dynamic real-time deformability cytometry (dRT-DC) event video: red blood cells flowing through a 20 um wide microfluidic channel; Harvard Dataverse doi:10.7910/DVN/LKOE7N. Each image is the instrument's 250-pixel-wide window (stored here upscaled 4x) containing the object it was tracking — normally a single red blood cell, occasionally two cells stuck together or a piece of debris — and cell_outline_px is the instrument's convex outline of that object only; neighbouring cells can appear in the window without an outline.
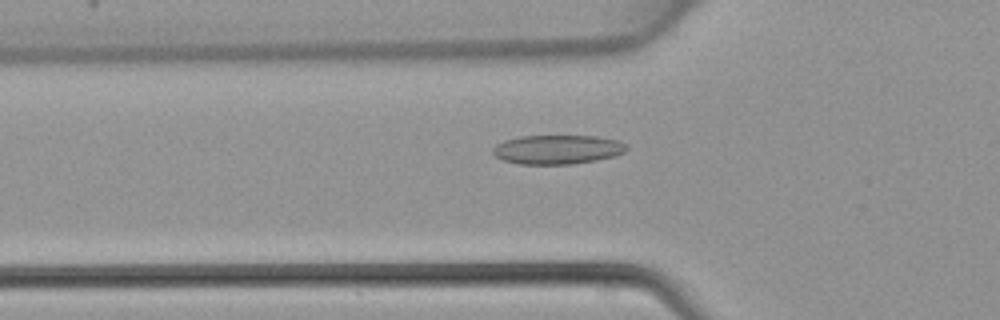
{"species": "common noctule bat (a hibernating species)", "species_latin": "Nyctalus noctula", "temperature_condition": "warm", "stored_images_in_passage": 32, "camera_frame_rate_fps": 3000, "um_per_image_px": 0.085, "animal": {"sex": "female", "body_mass_g": 22.7, "forearm_length_mm": 54.2}, "frame": {"image": 1, "passage_image": 3, "time_ms": 0.667, "image_size_px": [1000, 320], "cell_outline_px": [[628, 148], [624, 152], [616, 156], [596, 160], [572, 164], [520, 164], [504, 160], [496, 156], [492, 152], [492, 148], [496, 144], [504, 140], [520, 136], [596, 136], [620, 140], [628, 144]], "centroid_in_image_um": [47.42, 12.7], "position_along_channel_um": 78.4, "area_um2": 22.89}}
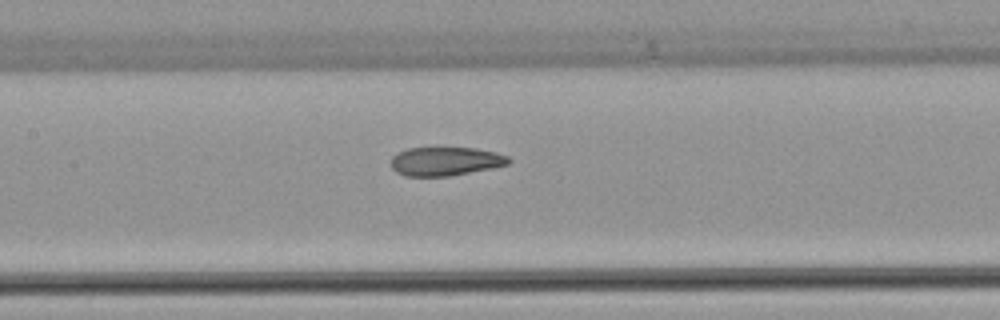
{"frame": {"image": 2, "passage_image": 9, "time_ms": 2.667, "image_size_px": [1000, 320], "cell_outline_px": [[512, 160], [508, 164], [492, 168], [448, 176], [404, 176], [396, 172], [392, 168], [392, 156], [408, 148], [476, 148], [496, 152], [508, 156]], "centroid_in_image_um": [37.88, 13.71], "position_along_channel_um": 169.5, "area_um2": 19.59}}
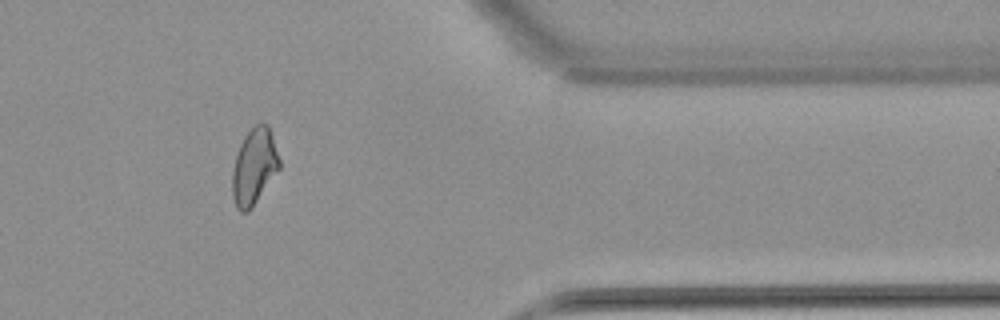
{"frame": {"image": 3, "passage_image": 25, "time_ms": 8.0, "image_size_px": [1000, 320], "cell_outline_px": [[280, 168], [248, 212], [240, 212], [236, 208], [232, 196], [232, 172], [236, 156], [240, 144], [244, 136], [256, 124], [268, 124], [280, 160]], "centroid_in_image_um": [21.59, 14.18], "position_along_channel_um": 389.8, "area_um2": 20.63}}